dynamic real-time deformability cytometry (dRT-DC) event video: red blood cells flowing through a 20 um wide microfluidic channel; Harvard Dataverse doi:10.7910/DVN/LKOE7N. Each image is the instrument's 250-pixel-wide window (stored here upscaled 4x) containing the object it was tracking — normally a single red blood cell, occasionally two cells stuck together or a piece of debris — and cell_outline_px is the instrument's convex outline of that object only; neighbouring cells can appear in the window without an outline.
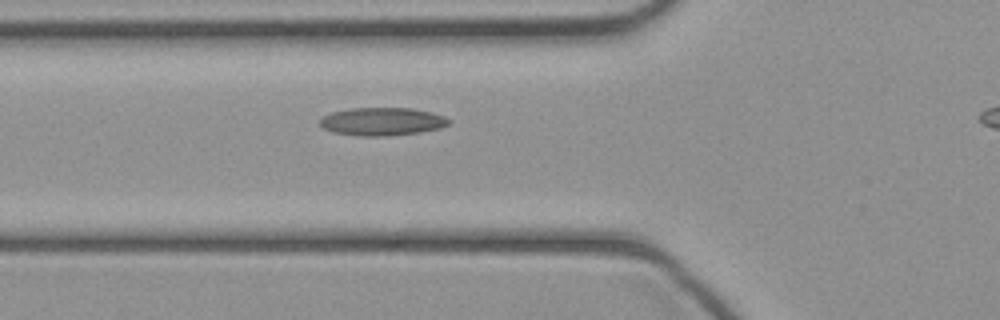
{"species": "common noctule bat (a hibernating species)", "species_latin": "Nyctalus noctula", "temperature_condition": "cold", "stored_images_in_passage": 32, "camera_frame_rate_fps": 3000, "um_per_image_px": 0.085, "animal": {"sex": "female", "body_mass_g": 21.9}, "frame": {"image": 1, "passage_image": 9, "time_ms": 2.667, "image_size_px": [1000, 320], "cell_outline_px": [[452, 120], [448, 124], [440, 128], [420, 132], [388, 136], [360, 136], [332, 132], [324, 128], [320, 124], [320, 120], [324, 116], [332, 112], [348, 108], [412, 108], [432, 112], [444, 116]], "centroid_in_image_um": [32.5, 10.33], "position_along_channel_um": 93.3, "area_um2": 21.1}}
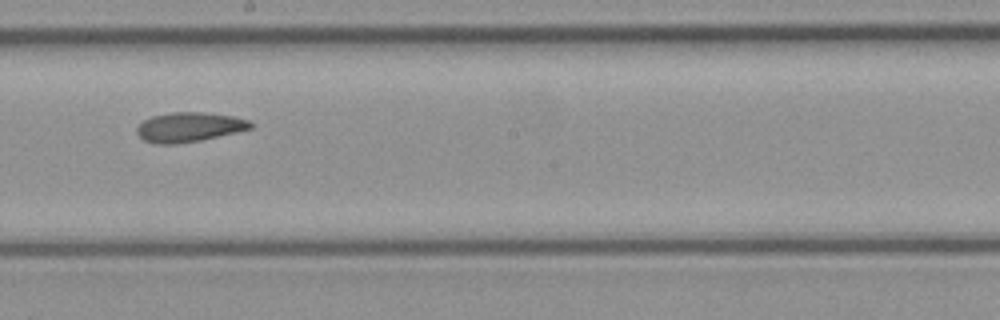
{"frame": {"image": 2, "passage_image": 18, "time_ms": 5.667, "image_size_px": [1000, 320], "cell_outline_px": [[252, 128], [236, 132], [200, 140], [176, 144], [156, 144], [144, 140], [136, 132], [136, 128], [144, 120], [152, 116], [172, 112], [204, 112], [232, 116], [248, 120], [252, 124]], "centroid_in_image_um": [16.05, 10.8], "position_along_channel_um": 232.1, "area_um2": 19.42}}
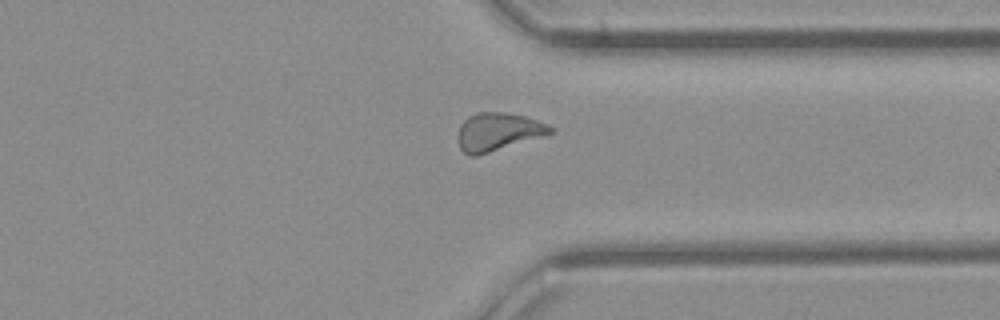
{"frame": {"image": 3, "passage_image": 27, "time_ms": 8.667, "image_size_px": [1000, 320], "cell_outline_px": [[556, 128], [552, 132], [540, 136], [476, 156], [468, 156], [460, 148], [456, 136], [460, 124], [468, 116], [476, 112], [504, 112], [524, 116], [536, 120]], "centroid_in_image_um": [42.25, 11.19], "position_along_channel_um": 369.1, "area_um2": 20.23}}